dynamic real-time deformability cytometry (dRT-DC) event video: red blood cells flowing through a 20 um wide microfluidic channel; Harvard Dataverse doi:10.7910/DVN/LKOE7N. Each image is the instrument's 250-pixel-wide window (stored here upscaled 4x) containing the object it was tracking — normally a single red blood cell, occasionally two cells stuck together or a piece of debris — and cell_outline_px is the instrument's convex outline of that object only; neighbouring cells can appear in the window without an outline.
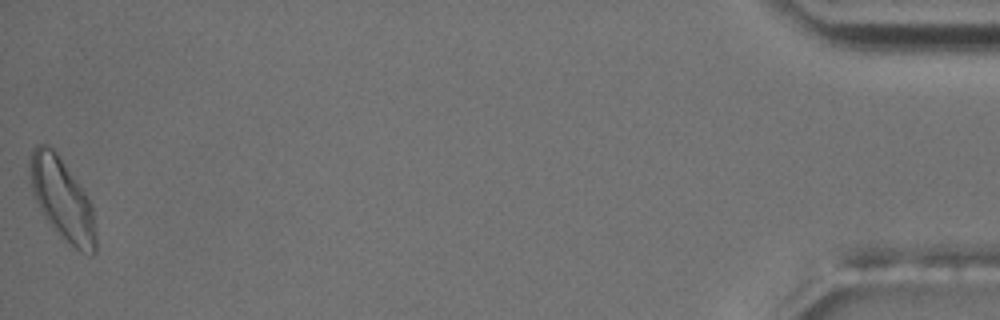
{"species": "common noctule bat (a hibernating species)", "species_latin": "Nyctalus noctula", "temperature_condition": "room temperature", "stored_images_in_passage": 50, "camera_frame_rate_fps": 3000, "um_per_image_px": 0.085, "animal": {"sex": "male", "body_mass_g": 17.5, "forearm_length_mm": 52.3}, "frame": {"image": 1, "passage_image": 50, "time_ms": 16.333, "image_size_px": [1000, 320], "cell_outline_px": [[96, 252], [80, 252], [60, 236], [44, 216], [32, 192], [28, 160], [32, 148], [36, 144], [48, 144], [56, 152], [84, 192], [92, 204], [96, 232]], "centroid_in_image_um": [5.27, 16.9], "position_along_channel_um": 429.9, "area_um2": 31.04}, "authors_computed_cell_mechanics": {"area_um2": 24.0159, "velocity_mm_per_s": 3.6611, "shape_relaxation_time_tau1_ms": 7.5336, "shape_relaxation_time_tau2_ms": 2.5759, "deformation_change_tau1": 0.1762, "deformation_change_tau2": 0.0752}}